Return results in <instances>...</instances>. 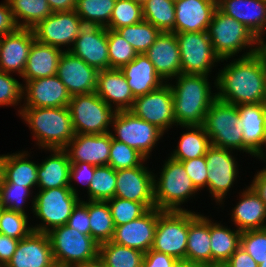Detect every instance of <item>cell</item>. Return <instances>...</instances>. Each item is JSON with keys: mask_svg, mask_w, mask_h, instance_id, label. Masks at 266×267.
Listing matches in <instances>:
<instances>
[{"mask_svg": "<svg viewBox=\"0 0 266 267\" xmlns=\"http://www.w3.org/2000/svg\"><path fill=\"white\" fill-rule=\"evenodd\" d=\"M242 247L259 265L266 260V228L247 230L241 233Z\"/></svg>", "mask_w": 266, "mask_h": 267, "instance_id": "816d5d0a", "label": "cell"}, {"mask_svg": "<svg viewBox=\"0 0 266 267\" xmlns=\"http://www.w3.org/2000/svg\"><path fill=\"white\" fill-rule=\"evenodd\" d=\"M129 111L136 117L154 124L164 133L176 126L173 94L168 83L145 95L136 97Z\"/></svg>", "mask_w": 266, "mask_h": 267, "instance_id": "9a60e30c", "label": "cell"}, {"mask_svg": "<svg viewBox=\"0 0 266 267\" xmlns=\"http://www.w3.org/2000/svg\"><path fill=\"white\" fill-rule=\"evenodd\" d=\"M145 55L165 83L182 73L180 49L174 32H160Z\"/></svg>", "mask_w": 266, "mask_h": 267, "instance_id": "603a6c76", "label": "cell"}, {"mask_svg": "<svg viewBox=\"0 0 266 267\" xmlns=\"http://www.w3.org/2000/svg\"><path fill=\"white\" fill-rule=\"evenodd\" d=\"M36 40L31 28H18L2 37L0 44V70L17 74L21 78L31 46Z\"/></svg>", "mask_w": 266, "mask_h": 267, "instance_id": "7402d4cb", "label": "cell"}, {"mask_svg": "<svg viewBox=\"0 0 266 267\" xmlns=\"http://www.w3.org/2000/svg\"><path fill=\"white\" fill-rule=\"evenodd\" d=\"M116 31L130 43L138 54L145 53L161 32L158 28L145 20L133 25L118 28Z\"/></svg>", "mask_w": 266, "mask_h": 267, "instance_id": "7bdbcfd3", "label": "cell"}, {"mask_svg": "<svg viewBox=\"0 0 266 267\" xmlns=\"http://www.w3.org/2000/svg\"><path fill=\"white\" fill-rule=\"evenodd\" d=\"M115 197L140 202L147 209L155 208L154 173L144 162L141 166L116 171Z\"/></svg>", "mask_w": 266, "mask_h": 267, "instance_id": "2e32d148", "label": "cell"}, {"mask_svg": "<svg viewBox=\"0 0 266 267\" xmlns=\"http://www.w3.org/2000/svg\"><path fill=\"white\" fill-rule=\"evenodd\" d=\"M19 117L41 151L64 149L75 135L68 107L22 108Z\"/></svg>", "mask_w": 266, "mask_h": 267, "instance_id": "3957f363", "label": "cell"}, {"mask_svg": "<svg viewBox=\"0 0 266 267\" xmlns=\"http://www.w3.org/2000/svg\"><path fill=\"white\" fill-rule=\"evenodd\" d=\"M95 172V166L88 164V163H84V162H80V163H71L70 166V176H69V187L71 189V191L76 195L79 196L78 194V189L76 187H74L73 184L78 183L81 184L83 186H85L86 190H87V198L86 200H89V186L90 183L93 179V175ZM75 183H72V182Z\"/></svg>", "mask_w": 266, "mask_h": 267, "instance_id": "f5cc1de1", "label": "cell"}, {"mask_svg": "<svg viewBox=\"0 0 266 267\" xmlns=\"http://www.w3.org/2000/svg\"><path fill=\"white\" fill-rule=\"evenodd\" d=\"M19 240L0 234V264L5 265L15 253Z\"/></svg>", "mask_w": 266, "mask_h": 267, "instance_id": "680465c9", "label": "cell"}, {"mask_svg": "<svg viewBox=\"0 0 266 267\" xmlns=\"http://www.w3.org/2000/svg\"><path fill=\"white\" fill-rule=\"evenodd\" d=\"M57 267H74L98 259L99 244L67 224L47 233Z\"/></svg>", "mask_w": 266, "mask_h": 267, "instance_id": "52a82bcc", "label": "cell"}, {"mask_svg": "<svg viewBox=\"0 0 266 267\" xmlns=\"http://www.w3.org/2000/svg\"><path fill=\"white\" fill-rule=\"evenodd\" d=\"M207 32L213 49L220 59L238 57L239 52H244L239 57H247L258 51V39L252 32L218 8L213 14Z\"/></svg>", "mask_w": 266, "mask_h": 267, "instance_id": "5b68a950", "label": "cell"}, {"mask_svg": "<svg viewBox=\"0 0 266 267\" xmlns=\"http://www.w3.org/2000/svg\"><path fill=\"white\" fill-rule=\"evenodd\" d=\"M217 0H175L174 33L207 31Z\"/></svg>", "mask_w": 266, "mask_h": 267, "instance_id": "d4e9b609", "label": "cell"}, {"mask_svg": "<svg viewBox=\"0 0 266 267\" xmlns=\"http://www.w3.org/2000/svg\"><path fill=\"white\" fill-rule=\"evenodd\" d=\"M208 267H230L226 262L208 264Z\"/></svg>", "mask_w": 266, "mask_h": 267, "instance_id": "a7ac6f4b", "label": "cell"}, {"mask_svg": "<svg viewBox=\"0 0 266 267\" xmlns=\"http://www.w3.org/2000/svg\"><path fill=\"white\" fill-rule=\"evenodd\" d=\"M71 94L57 75L27 81L22 108L68 107Z\"/></svg>", "mask_w": 266, "mask_h": 267, "instance_id": "ffe728a7", "label": "cell"}, {"mask_svg": "<svg viewBox=\"0 0 266 267\" xmlns=\"http://www.w3.org/2000/svg\"><path fill=\"white\" fill-rule=\"evenodd\" d=\"M120 70L124 74L135 98L158 89L165 84L145 53L138 54L134 60L122 66Z\"/></svg>", "mask_w": 266, "mask_h": 267, "instance_id": "f546056e", "label": "cell"}, {"mask_svg": "<svg viewBox=\"0 0 266 267\" xmlns=\"http://www.w3.org/2000/svg\"><path fill=\"white\" fill-rule=\"evenodd\" d=\"M188 210H163L158 216L152 250L186 262Z\"/></svg>", "mask_w": 266, "mask_h": 267, "instance_id": "8fae6325", "label": "cell"}, {"mask_svg": "<svg viewBox=\"0 0 266 267\" xmlns=\"http://www.w3.org/2000/svg\"><path fill=\"white\" fill-rule=\"evenodd\" d=\"M241 231L210 219V246L212 263L227 262L240 247Z\"/></svg>", "mask_w": 266, "mask_h": 267, "instance_id": "d590c367", "label": "cell"}, {"mask_svg": "<svg viewBox=\"0 0 266 267\" xmlns=\"http://www.w3.org/2000/svg\"><path fill=\"white\" fill-rule=\"evenodd\" d=\"M110 130L112 138L140 152L146 159L165 134L154 124L136 117L131 111H118ZM114 131V133H113Z\"/></svg>", "mask_w": 266, "mask_h": 267, "instance_id": "30bf717a", "label": "cell"}, {"mask_svg": "<svg viewBox=\"0 0 266 267\" xmlns=\"http://www.w3.org/2000/svg\"><path fill=\"white\" fill-rule=\"evenodd\" d=\"M33 211L39 224L32 225L33 231L48 233L66 225L73 208L83 199L76 196L70 187L37 190L34 195ZM41 220V222H40Z\"/></svg>", "mask_w": 266, "mask_h": 267, "instance_id": "9c48e42d", "label": "cell"}, {"mask_svg": "<svg viewBox=\"0 0 266 267\" xmlns=\"http://www.w3.org/2000/svg\"><path fill=\"white\" fill-rule=\"evenodd\" d=\"M180 127L186 129V132L180 134L179 142L169 156L181 162L205 156L211 146V140L203 125Z\"/></svg>", "mask_w": 266, "mask_h": 267, "instance_id": "e575fe53", "label": "cell"}, {"mask_svg": "<svg viewBox=\"0 0 266 267\" xmlns=\"http://www.w3.org/2000/svg\"><path fill=\"white\" fill-rule=\"evenodd\" d=\"M175 35L180 49L182 73L210 76L213 67L218 66L221 59L213 49L208 32H181Z\"/></svg>", "mask_w": 266, "mask_h": 267, "instance_id": "7c38bea8", "label": "cell"}, {"mask_svg": "<svg viewBox=\"0 0 266 267\" xmlns=\"http://www.w3.org/2000/svg\"><path fill=\"white\" fill-rule=\"evenodd\" d=\"M77 0H47L52 12H64L75 9Z\"/></svg>", "mask_w": 266, "mask_h": 267, "instance_id": "6125c7cd", "label": "cell"}, {"mask_svg": "<svg viewBox=\"0 0 266 267\" xmlns=\"http://www.w3.org/2000/svg\"><path fill=\"white\" fill-rule=\"evenodd\" d=\"M2 210H3V207L0 205V216H1Z\"/></svg>", "mask_w": 266, "mask_h": 267, "instance_id": "753ad0ef", "label": "cell"}, {"mask_svg": "<svg viewBox=\"0 0 266 267\" xmlns=\"http://www.w3.org/2000/svg\"><path fill=\"white\" fill-rule=\"evenodd\" d=\"M179 262L168 254L150 249L144 255L142 267H176Z\"/></svg>", "mask_w": 266, "mask_h": 267, "instance_id": "9f6ffc18", "label": "cell"}, {"mask_svg": "<svg viewBox=\"0 0 266 267\" xmlns=\"http://www.w3.org/2000/svg\"><path fill=\"white\" fill-rule=\"evenodd\" d=\"M29 155V156H28ZM28 151L1 154L0 174L10 183L37 189L38 163L29 160Z\"/></svg>", "mask_w": 266, "mask_h": 267, "instance_id": "1f68e13d", "label": "cell"}, {"mask_svg": "<svg viewBox=\"0 0 266 267\" xmlns=\"http://www.w3.org/2000/svg\"><path fill=\"white\" fill-rule=\"evenodd\" d=\"M259 159V161L263 160L262 162L266 164V144H265V148L263 149V151H261V153L256 157V159ZM266 168V165L264 166Z\"/></svg>", "mask_w": 266, "mask_h": 267, "instance_id": "003e7915", "label": "cell"}, {"mask_svg": "<svg viewBox=\"0 0 266 267\" xmlns=\"http://www.w3.org/2000/svg\"><path fill=\"white\" fill-rule=\"evenodd\" d=\"M33 193L35 194L36 191L33 192L31 188L10 183L0 174V205L4 209L28 214L25 208L30 200L32 202L30 210L33 211L35 197Z\"/></svg>", "mask_w": 266, "mask_h": 267, "instance_id": "b9f144b4", "label": "cell"}, {"mask_svg": "<svg viewBox=\"0 0 266 267\" xmlns=\"http://www.w3.org/2000/svg\"><path fill=\"white\" fill-rule=\"evenodd\" d=\"M186 262L212 264L210 218L191 210H188Z\"/></svg>", "mask_w": 266, "mask_h": 267, "instance_id": "83f0119b", "label": "cell"}, {"mask_svg": "<svg viewBox=\"0 0 266 267\" xmlns=\"http://www.w3.org/2000/svg\"><path fill=\"white\" fill-rule=\"evenodd\" d=\"M51 155L38 163L37 190L69 187L70 160L64 149H46Z\"/></svg>", "mask_w": 266, "mask_h": 267, "instance_id": "4dcf8cb0", "label": "cell"}, {"mask_svg": "<svg viewBox=\"0 0 266 267\" xmlns=\"http://www.w3.org/2000/svg\"><path fill=\"white\" fill-rule=\"evenodd\" d=\"M142 10L146 22L161 32H174L175 0H146Z\"/></svg>", "mask_w": 266, "mask_h": 267, "instance_id": "ab89813d", "label": "cell"}, {"mask_svg": "<svg viewBox=\"0 0 266 267\" xmlns=\"http://www.w3.org/2000/svg\"><path fill=\"white\" fill-rule=\"evenodd\" d=\"M143 19L142 4L133 0H116L110 17V23L106 27L111 30L133 25Z\"/></svg>", "mask_w": 266, "mask_h": 267, "instance_id": "f6af8a7d", "label": "cell"}, {"mask_svg": "<svg viewBox=\"0 0 266 267\" xmlns=\"http://www.w3.org/2000/svg\"><path fill=\"white\" fill-rule=\"evenodd\" d=\"M110 68L120 69L138 55L137 51L117 31L107 28Z\"/></svg>", "mask_w": 266, "mask_h": 267, "instance_id": "bcb514c9", "label": "cell"}, {"mask_svg": "<svg viewBox=\"0 0 266 267\" xmlns=\"http://www.w3.org/2000/svg\"><path fill=\"white\" fill-rule=\"evenodd\" d=\"M176 267H208V265L205 264H199V263H189L185 261H180Z\"/></svg>", "mask_w": 266, "mask_h": 267, "instance_id": "03108f58", "label": "cell"}, {"mask_svg": "<svg viewBox=\"0 0 266 267\" xmlns=\"http://www.w3.org/2000/svg\"><path fill=\"white\" fill-rule=\"evenodd\" d=\"M19 28H33L53 12L47 0H8Z\"/></svg>", "mask_w": 266, "mask_h": 267, "instance_id": "f35d334b", "label": "cell"}, {"mask_svg": "<svg viewBox=\"0 0 266 267\" xmlns=\"http://www.w3.org/2000/svg\"><path fill=\"white\" fill-rule=\"evenodd\" d=\"M258 267H266V260L258 265Z\"/></svg>", "mask_w": 266, "mask_h": 267, "instance_id": "2644e50d", "label": "cell"}, {"mask_svg": "<svg viewBox=\"0 0 266 267\" xmlns=\"http://www.w3.org/2000/svg\"><path fill=\"white\" fill-rule=\"evenodd\" d=\"M116 170L111 166H95L93 179L89 186V200L108 201L115 197Z\"/></svg>", "mask_w": 266, "mask_h": 267, "instance_id": "ee69618b", "label": "cell"}, {"mask_svg": "<svg viewBox=\"0 0 266 267\" xmlns=\"http://www.w3.org/2000/svg\"><path fill=\"white\" fill-rule=\"evenodd\" d=\"M237 109L243 132V143L258 156L266 144L263 103L240 104Z\"/></svg>", "mask_w": 266, "mask_h": 267, "instance_id": "d6a6232c", "label": "cell"}, {"mask_svg": "<svg viewBox=\"0 0 266 267\" xmlns=\"http://www.w3.org/2000/svg\"><path fill=\"white\" fill-rule=\"evenodd\" d=\"M264 127L266 131V100L263 102Z\"/></svg>", "mask_w": 266, "mask_h": 267, "instance_id": "89a4df30", "label": "cell"}, {"mask_svg": "<svg viewBox=\"0 0 266 267\" xmlns=\"http://www.w3.org/2000/svg\"><path fill=\"white\" fill-rule=\"evenodd\" d=\"M6 267H57L48 234L32 231L27 237L19 240Z\"/></svg>", "mask_w": 266, "mask_h": 267, "instance_id": "cb8c5ba5", "label": "cell"}, {"mask_svg": "<svg viewBox=\"0 0 266 267\" xmlns=\"http://www.w3.org/2000/svg\"><path fill=\"white\" fill-rule=\"evenodd\" d=\"M96 94L117 111L130 110L135 99L124 74L117 68L98 72Z\"/></svg>", "mask_w": 266, "mask_h": 267, "instance_id": "4316f807", "label": "cell"}, {"mask_svg": "<svg viewBox=\"0 0 266 267\" xmlns=\"http://www.w3.org/2000/svg\"><path fill=\"white\" fill-rule=\"evenodd\" d=\"M235 151L211 145L205 154L208 168L207 191L221 207L224 204L227 193L232 190L234 182L239 178V165ZM224 199V200H223Z\"/></svg>", "mask_w": 266, "mask_h": 267, "instance_id": "4fadbf2b", "label": "cell"}, {"mask_svg": "<svg viewBox=\"0 0 266 267\" xmlns=\"http://www.w3.org/2000/svg\"><path fill=\"white\" fill-rule=\"evenodd\" d=\"M68 108L75 134L109 133L118 112L106 104L96 92L73 95Z\"/></svg>", "mask_w": 266, "mask_h": 267, "instance_id": "ba28073f", "label": "cell"}, {"mask_svg": "<svg viewBox=\"0 0 266 267\" xmlns=\"http://www.w3.org/2000/svg\"><path fill=\"white\" fill-rule=\"evenodd\" d=\"M203 127L211 140V145L257 157L244 143L239 124L237 106L215 99L206 113Z\"/></svg>", "mask_w": 266, "mask_h": 267, "instance_id": "8992f818", "label": "cell"}, {"mask_svg": "<svg viewBox=\"0 0 266 267\" xmlns=\"http://www.w3.org/2000/svg\"><path fill=\"white\" fill-rule=\"evenodd\" d=\"M90 218L88 215V200H80L77 205L73 208L72 214L70 215L67 225L75 228L77 231L90 235Z\"/></svg>", "mask_w": 266, "mask_h": 267, "instance_id": "11a10c76", "label": "cell"}, {"mask_svg": "<svg viewBox=\"0 0 266 267\" xmlns=\"http://www.w3.org/2000/svg\"><path fill=\"white\" fill-rule=\"evenodd\" d=\"M116 0H77L75 12L84 25L107 27Z\"/></svg>", "mask_w": 266, "mask_h": 267, "instance_id": "60d3db41", "label": "cell"}, {"mask_svg": "<svg viewBox=\"0 0 266 267\" xmlns=\"http://www.w3.org/2000/svg\"><path fill=\"white\" fill-rule=\"evenodd\" d=\"M24 84L20 83L11 73L0 70V107L18 106V115L22 109Z\"/></svg>", "mask_w": 266, "mask_h": 267, "instance_id": "f907efd6", "label": "cell"}, {"mask_svg": "<svg viewBox=\"0 0 266 267\" xmlns=\"http://www.w3.org/2000/svg\"><path fill=\"white\" fill-rule=\"evenodd\" d=\"M64 51L58 47L34 41L31 46L25 70L22 74L24 83L30 80L57 74L60 57Z\"/></svg>", "mask_w": 266, "mask_h": 267, "instance_id": "836d02e7", "label": "cell"}, {"mask_svg": "<svg viewBox=\"0 0 266 267\" xmlns=\"http://www.w3.org/2000/svg\"><path fill=\"white\" fill-rule=\"evenodd\" d=\"M90 236L100 245L111 241L115 225L107 201L88 200Z\"/></svg>", "mask_w": 266, "mask_h": 267, "instance_id": "74e56055", "label": "cell"}, {"mask_svg": "<svg viewBox=\"0 0 266 267\" xmlns=\"http://www.w3.org/2000/svg\"><path fill=\"white\" fill-rule=\"evenodd\" d=\"M166 158L160 172L154 174L155 207L160 210H188L182 205L195 198L199 191L188 177L183 163L170 156Z\"/></svg>", "mask_w": 266, "mask_h": 267, "instance_id": "277c9868", "label": "cell"}, {"mask_svg": "<svg viewBox=\"0 0 266 267\" xmlns=\"http://www.w3.org/2000/svg\"><path fill=\"white\" fill-rule=\"evenodd\" d=\"M83 26L81 18L71 10L53 12L32 30L38 42L69 51Z\"/></svg>", "mask_w": 266, "mask_h": 267, "instance_id": "5bb4252c", "label": "cell"}, {"mask_svg": "<svg viewBox=\"0 0 266 267\" xmlns=\"http://www.w3.org/2000/svg\"><path fill=\"white\" fill-rule=\"evenodd\" d=\"M69 51L98 71L110 69L106 27L84 25Z\"/></svg>", "mask_w": 266, "mask_h": 267, "instance_id": "d6986e66", "label": "cell"}, {"mask_svg": "<svg viewBox=\"0 0 266 267\" xmlns=\"http://www.w3.org/2000/svg\"><path fill=\"white\" fill-rule=\"evenodd\" d=\"M217 8L259 39L266 34V0H217Z\"/></svg>", "mask_w": 266, "mask_h": 267, "instance_id": "484cf974", "label": "cell"}, {"mask_svg": "<svg viewBox=\"0 0 266 267\" xmlns=\"http://www.w3.org/2000/svg\"><path fill=\"white\" fill-rule=\"evenodd\" d=\"M8 0L0 3V35L12 33L18 29Z\"/></svg>", "mask_w": 266, "mask_h": 267, "instance_id": "6f0895ef", "label": "cell"}, {"mask_svg": "<svg viewBox=\"0 0 266 267\" xmlns=\"http://www.w3.org/2000/svg\"><path fill=\"white\" fill-rule=\"evenodd\" d=\"M112 135L75 134L64 150L70 163H88L93 166H105L109 163Z\"/></svg>", "mask_w": 266, "mask_h": 267, "instance_id": "44dd1931", "label": "cell"}, {"mask_svg": "<svg viewBox=\"0 0 266 267\" xmlns=\"http://www.w3.org/2000/svg\"><path fill=\"white\" fill-rule=\"evenodd\" d=\"M163 210L148 209L142 216L126 224L115 226L111 242L148 252L153 245L158 216Z\"/></svg>", "mask_w": 266, "mask_h": 267, "instance_id": "e0dca14e", "label": "cell"}, {"mask_svg": "<svg viewBox=\"0 0 266 267\" xmlns=\"http://www.w3.org/2000/svg\"><path fill=\"white\" fill-rule=\"evenodd\" d=\"M254 191L259 195L266 206V168L263 167L260 171L255 173L251 184H249Z\"/></svg>", "mask_w": 266, "mask_h": 267, "instance_id": "94428289", "label": "cell"}, {"mask_svg": "<svg viewBox=\"0 0 266 267\" xmlns=\"http://www.w3.org/2000/svg\"><path fill=\"white\" fill-rule=\"evenodd\" d=\"M182 163L195 188L200 192L202 189H207L208 168L205 156L182 161Z\"/></svg>", "mask_w": 266, "mask_h": 267, "instance_id": "db71d44e", "label": "cell"}, {"mask_svg": "<svg viewBox=\"0 0 266 267\" xmlns=\"http://www.w3.org/2000/svg\"><path fill=\"white\" fill-rule=\"evenodd\" d=\"M98 70L83 59L64 51L57 67V76L71 96L96 92Z\"/></svg>", "mask_w": 266, "mask_h": 267, "instance_id": "ac0fdd59", "label": "cell"}, {"mask_svg": "<svg viewBox=\"0 0 266 267\" xmlns=\"http://www.w3.org/2000/svg\"><path fill=\"white\" fill-rule=\"evenodd\" d=\"M144 162L147 159L140 152L112 138L108 165L114 170L134 168Z\"/></svg>", "mask_w": 266, "mask_h": 267, "instance_id": "7dc6e473", "label": "cell"}, {"mask_svg": "<svg viewBox=\"0 0 266 267\" xmlns=\"http://www.w3.org/2000/svg\"><path fill=\"white\" fill-rule=\"evenodd\" d=\"M144 255L140 250L111 241L99 245L98 258L105 267H142Z\"/></svg>", "mask_w": 266, "mask_h": 267, "instance_id": "8d00e7d4", "label": "cell"}, {"mask_svg": "<svg viewBox=\"0 0 266 267\" xmlns=\"http://www.w3.org/2000/svg\"><path fill=\"white\" fill-rule=\"evenodd\" d=\"M74 267H105V265L100 261V259L98 258L95 261L89 262V263H85V264H80Z\"/></svg>", "mask_w": 266, "mask_h": 267, "instance_id": "e7e4bbea", "label": "cell"}, {"mask_svg": "<svg viewBox=\"0 0 266 267\" xmlns=\"http://www.w3.org/2000/svg\"><path fill=\"white\" fill-rule=\"evenodd\" d=\"M230 267H258L256 261L239 247L226 262Z\"/></svg>", "mask_w": 266, "mask_h": 267, "instance_id": "91938a15", "label": "cell"}, {"mask_svg": "<svg viewBox=\"0 0 266 267\" xmlns=\"http://www.w3.org/2000/svg\"><path fill=\"white\" fill-rule=\"evenodd\" d=\"M115 226L126 224L142 216L148 209L140 202L114 197L107 201Z\"/></svg>", "mask_w": 266, "mask_h": 267, "instance_id": "681fc988", "label": "cell"}, {"mask_svg": "<svg viewBox=\"0 0 266 267\" xmlns=\"http://www.w3.org/2000/svg\"><path fill=\"white\" fill-rule=\"evenodd\" d=\"M210 76L204 74L178 75L168 82L173 94V109L176 126L203 125L207 111L216 99L210 83ZM175 84V85H174Z\"/></svg>", "mask_w": 266, "mask_h": 267, "instance_id": "7a4b0ae2", "label": "cell"}, {"mask_svg": "<svg viewBox=\"0 0 266 267\" xmlns=\"http://www.w3.org/2000/svg\"><path fill=\"white\" fill-rule=\"evenodd\" d=\"M133 1L138 2L143 5L146 0H133Z\"/></svg>", "mask_w": 266, "mask_h": 267, "instance_id": "8c879c8a", "label": "cell"}, {"mask_svg": "<svg viewBox=\"0 0 266 267\" xmlns=\"http://www.w3.org/2000/svg\"><path fill=\"white\" fill-rule=\"evenodd\" d=\"M265 35H263L262 37H260L258 39V51L257 53L262 57L265 66H266V41L264 39Z\"/></svg>", "mask_w": 266, "mask_h": 267, "instance_id": "be15d7a7", "label": "cell"}, {"mask_svg": "<svg viewBox=\"0 0 266 267\" xmlns=\"http://www.w3.org/2000/svg\"><path fill=\"white\" fill-rule=\"evenodd\" d=\"M224 61V67L213 78L216 98L236 106L263 103L266 100V66L262 57L255 53L221 59V63Z\"/></svg>", "mask_w": 266, "mask_h": 267, "instance_id": "6da1fadb", "label": "cell"}, {"mask_svg": "<svg viewBox=\"0 0 266 267\" xmlns=\"http://www.w3.org/2000/svg\"><path fill=\"white\" fill-rule=\"evenodd\" d=\"M244 189L239 193L236 206L230 210L232 224L241 232L266 228L265 203L250 185Z\"/></svg>", "mask_w": 266, "mask_h": 267, "instance_id": "f1b7e54d", "label": "cell"}, {"mask_svg": "<svg viewBox=\"0 0 266 267\" xmlns=\"http://www.w3.org/2000/svg\"><path fill=\"white\" fill-rule=\"evenodd\" d=\"M29 217L27 214L3 208L0 216V234L18 240L27 237L33 231Z\"/></svg>", "mask_w": 266, "mask_h": 267, "instance_id": "c3c4849f", "label": "cell"}]
</instances>
